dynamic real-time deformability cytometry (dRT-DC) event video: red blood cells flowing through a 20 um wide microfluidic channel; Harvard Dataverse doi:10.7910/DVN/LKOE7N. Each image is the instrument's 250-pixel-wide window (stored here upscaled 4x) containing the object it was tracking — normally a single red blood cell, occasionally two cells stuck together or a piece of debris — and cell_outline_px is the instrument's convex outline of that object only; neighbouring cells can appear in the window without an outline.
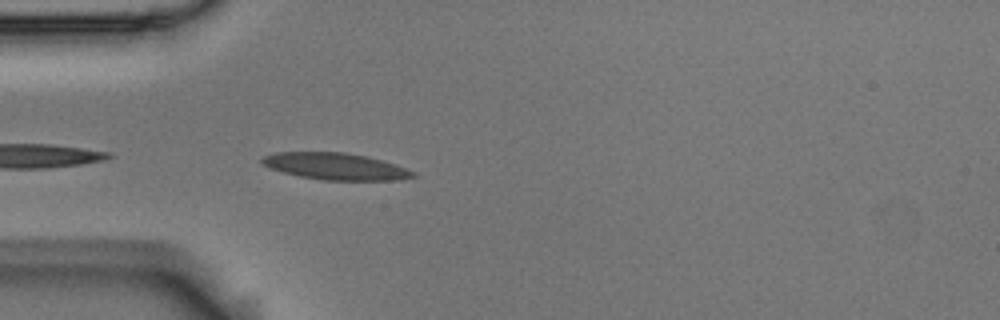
{"species": "Egyptian fruit bat (a non-hibernating species)", "species_latin": "Rousettus aegyptiacus", "temperature_condition": "room temperature", "stored_images_in_passage": 4, "camera_frame_rate_fps": 3000, "um_per_image_px": 0.085, "animal": {"sex": "male"}, "frame": {"image": 1, "passage_image": 4, "time_ms": 1.0, "image_size_px": [1000, 320], "cell_outline_px": [[416, 176], [396, 180], [324, 180], [300, 176], [268, 168], [260, 164], [260, 160], [264, 156], [276, 152], [344, 152], [368, 156], [396, 164], [416, 172]], "centroid_in_image_um": [28.51, 14.13], "position_along_channel_um": 56.5, "area_um2": 23.64}}